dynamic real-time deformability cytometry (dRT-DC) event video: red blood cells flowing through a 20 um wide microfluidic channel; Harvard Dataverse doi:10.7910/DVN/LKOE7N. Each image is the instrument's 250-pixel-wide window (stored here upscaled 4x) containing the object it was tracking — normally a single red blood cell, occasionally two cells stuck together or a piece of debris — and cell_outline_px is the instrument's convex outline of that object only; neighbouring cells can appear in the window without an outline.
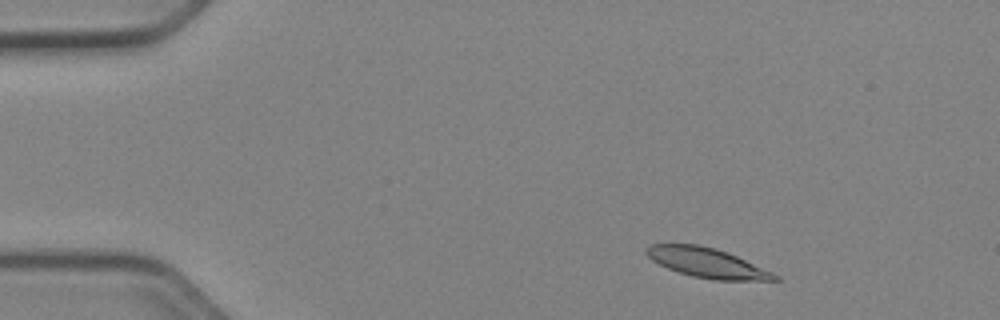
{"species": "Egyptian fruit bat (a non-hibernating species)", "species_latin": "Rousettus aegyptiacus", "temperature_condition": "cold", "stored_images_in_passage": 34, "camera_frame_rate_fps": 3000, "um_per_image_px": 0.085, "animal": {"sex": "female"}, "frame": {"image": 1, "passage_image": 4, "time_ms": 1.0, "image_size_px": [1000, 320], "cell_outline_px": [[780, 280], [712, 280], [692, 276], [668, 268], [652, 260], [644, 252], [644, 248], [652, 244], [696, 244], [716, 248], [728, 252], [772, 272], [780, 276]], "centroid_in_image_um": [60.09, 22.33], "position_along_channel_um": 24.9, "area_um2": 22.08}}
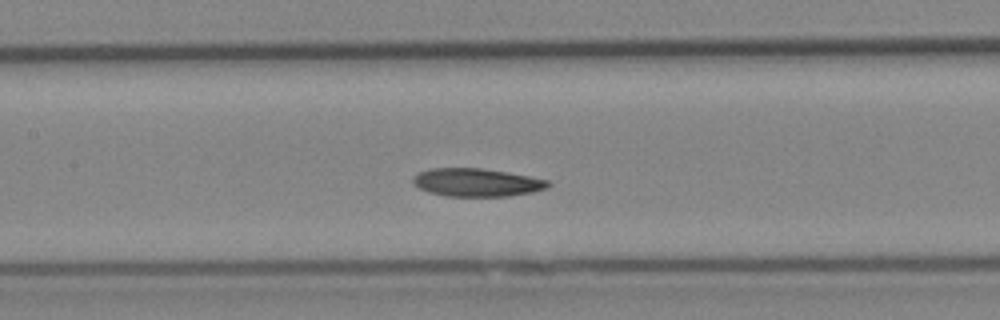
{"frame": {"image": 2, "passage_image": 21, "time_ms": 6.667, "image_size_px": [1000, 320], "cell_outline_px": [[552, 184], [548, 188], [532, 192], [508, 196], [444, 196], [428, 192], [412, 184], [412, 176], [420, 172], [432, 168], [480, 168], [508, 172], [548, 180]], "centroid_in_image_um": [40.51, 15.51], "position_along_channel_um": 166.9, "area_um2": 22.2}}
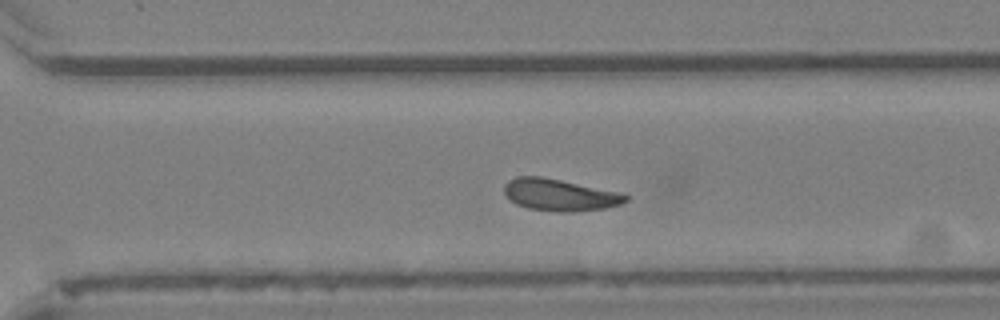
{"frame": {"image": 3, "passage_image": 33, "time_ms": 10.667, "image_size_px": [1000, 320], "cell_outline_px": [[628, 200], [620, 204], [604, 208], [572, 212], [560, 212], [528, 208], [516, 204], [504, 192], [504, 184], [508, 180], [516, 176], [540, 176], [560, 180], [616, 192], [628, 196]], "centroid_in_image_um": [47.52, 16.57], "position_along_channel_um": 323.1, "area_um2": 22.14}}